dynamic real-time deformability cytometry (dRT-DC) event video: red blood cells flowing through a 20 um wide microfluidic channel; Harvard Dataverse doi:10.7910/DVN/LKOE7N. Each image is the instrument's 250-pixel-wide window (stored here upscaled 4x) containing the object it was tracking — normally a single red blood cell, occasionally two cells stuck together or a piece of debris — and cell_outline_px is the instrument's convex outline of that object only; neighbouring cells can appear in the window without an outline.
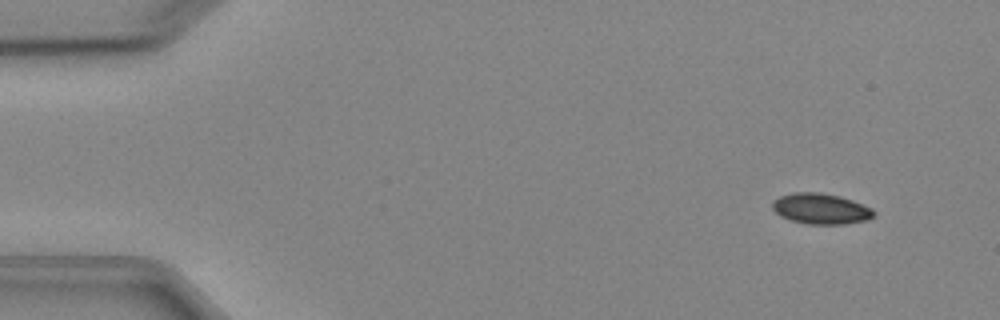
{"species": "Egyptian fruit bat (a non-hibernating species)", "species_latin": "Rousettus aegyptiacus", "temperature_condition": "cold", "stored_images_in_passage": 5, "camera_frame_rate_fps": 3000, "um_per_image_px": 0.085, "animal": {"sex": "female"}, "frame": {"image": 1, "passage_image": 2, "time_ms": 1.0, "image_size_px": [1000, 320], "cell_outline_px": [[876, 216], [864, 220], [844, 224], [808, 224], [792, 220], [780, 216], [772, 208], [772, 200], [780, 196], [792, 192], [820, 192], [840, 196], [852, 200], [872, 208], [876, 212]], "centroid_in_image_um": [69.77, 17.73], "position_along_channel_um": 15.2, "area_um2": 18.21}}